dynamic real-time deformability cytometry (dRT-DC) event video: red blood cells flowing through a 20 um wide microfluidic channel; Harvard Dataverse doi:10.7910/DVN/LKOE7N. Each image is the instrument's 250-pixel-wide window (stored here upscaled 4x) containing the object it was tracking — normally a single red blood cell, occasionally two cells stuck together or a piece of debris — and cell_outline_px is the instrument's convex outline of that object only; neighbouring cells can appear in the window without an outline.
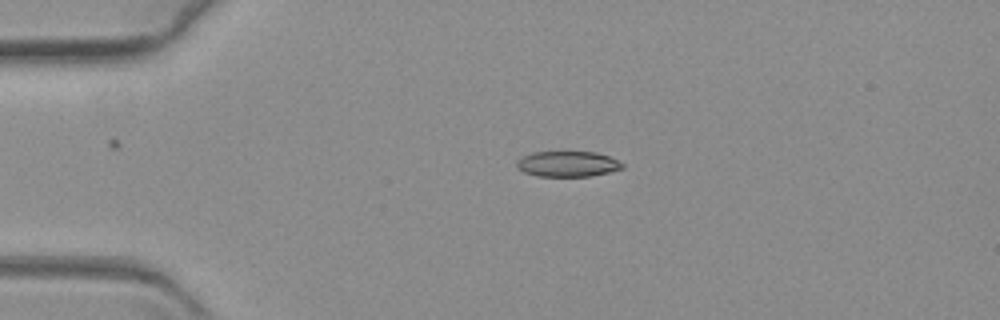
{"species": "common noctule bat (a hibernating species)", "species_latin": "Nyctalus noctula", "temperature_condition": "warm", "stored_images_in_passage": 50, "camera_frame_rate_fps": 3000, "um_per_image_px": 0.085, "animal": {"sex": "female", "body_mass_g": 19.3, "forearm_length_mm": 54.1}, "frame": {"image": 1, "passage_image": 1, "time_ms": 0.0, "image_size_px": [1000, 320], "cell_outline_px": [[624, 168], [608, 172], [588, 176], [540, 176], [524, 172], [516, 168], [516, 164], [524, 156], [532, 152], [596, 152], [608, 156], [624, 164]], "centroid_in_image_um": [48.25, 13.93], "position_along_channel_um": 36.7, "area_um2": 15.49}}
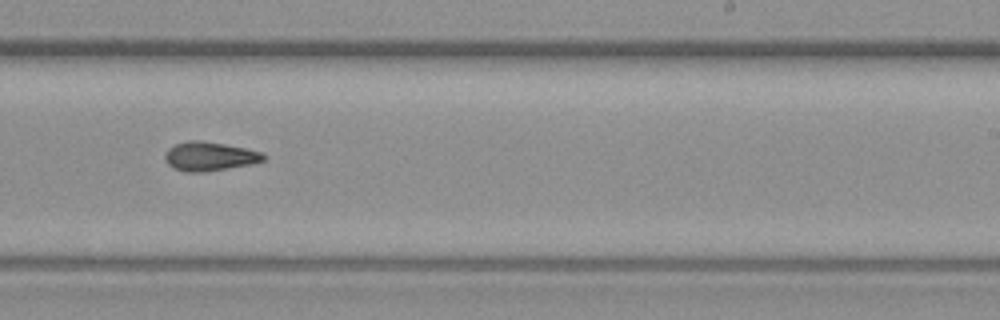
{"frame": {"image": 2, "passage_image": 26, "time_ms": 8.333, "image_size_px": [1000, 320], "cell_outline_px": [[268, 156], [264, 160], [252, 164], [200, 172], [184, 172], [172, 168], [164, 160], [164, 156], [168, 148], [176, 144], [188, 140], [200, 140], [224, 144], [244, 148], [260, 152]], "centroid_in_image_um": [17.77, 13.29], "position_along_channel_um": 271.2, "area_um2": 16.59}}
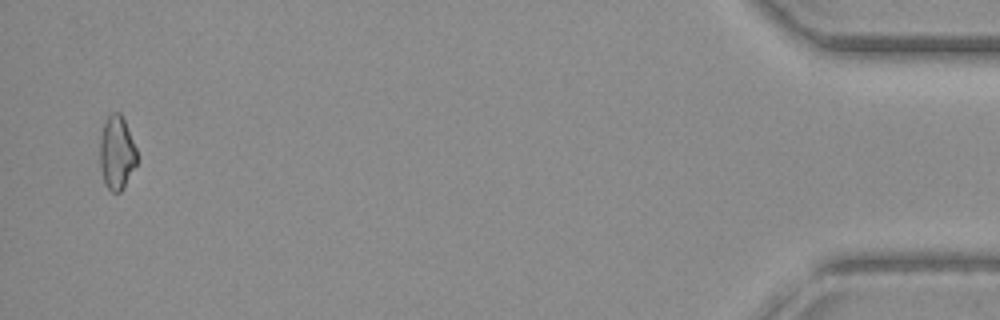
{"frame": {"image": 3, "passage_image": 48, "time_ms": 15.667, "image_size_px": [1000, 320], "cell_outline_px": [[136, 164], [120, 192], [112, 192], [108, 188], [104, 180], [100, 168], [100, 140], [104, 124], [108, 116], [112, 112], [120, 112], [124, 120], [136, 148]], "centroid_in_image_um": [9.91, 12.97], "position_along_channel_um": 425.3, "area_um2": 15.49}}